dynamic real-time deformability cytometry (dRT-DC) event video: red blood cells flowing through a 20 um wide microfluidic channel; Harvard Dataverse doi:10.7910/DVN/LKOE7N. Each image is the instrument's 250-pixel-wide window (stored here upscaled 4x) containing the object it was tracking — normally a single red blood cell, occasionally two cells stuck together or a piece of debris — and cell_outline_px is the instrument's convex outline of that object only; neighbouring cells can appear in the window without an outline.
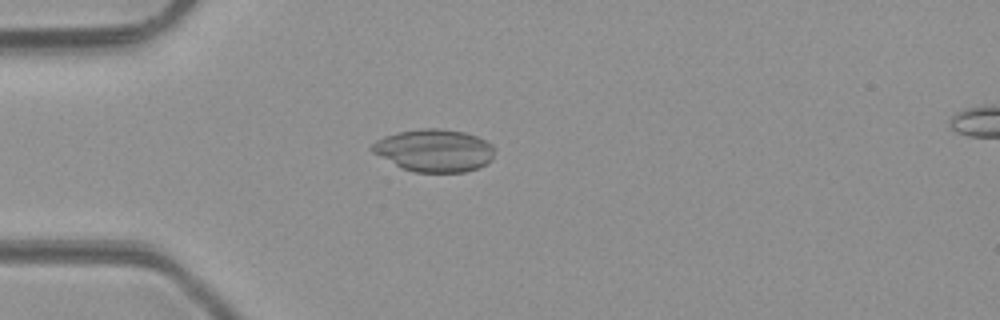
{"species": "common noctule bat (a hibernating species)", "species_latin": "Nyctalus noctula", "temperature_condition": "room temperature", "stored_images_in_passage": 2, "camera_frame_rate_fps": 3000, "um_per_image_px": 0.085, "animal": {"sex": "male", "body_mass_g": 23.1, "forearm_length_mm": 52.7}, "frame": {"image": 1, "passage_image": 1, "time_ms": 0.0, "image_size_px": [1000, 320], "cell_outline_px": [[496, 148], [492, 160], [476, 168], [464, 172], [412, 172], [400, 168], [372, 152], [368, 148], [376, 140], [384, 136], [396, 132], [424, 128], [440, 128], [464, 132], [476, 136], [492, 144]], "centroid_in_image_um": [36.89, 12.79], "position_along_channel_um": 48.1, "area_um2": 30.63}}